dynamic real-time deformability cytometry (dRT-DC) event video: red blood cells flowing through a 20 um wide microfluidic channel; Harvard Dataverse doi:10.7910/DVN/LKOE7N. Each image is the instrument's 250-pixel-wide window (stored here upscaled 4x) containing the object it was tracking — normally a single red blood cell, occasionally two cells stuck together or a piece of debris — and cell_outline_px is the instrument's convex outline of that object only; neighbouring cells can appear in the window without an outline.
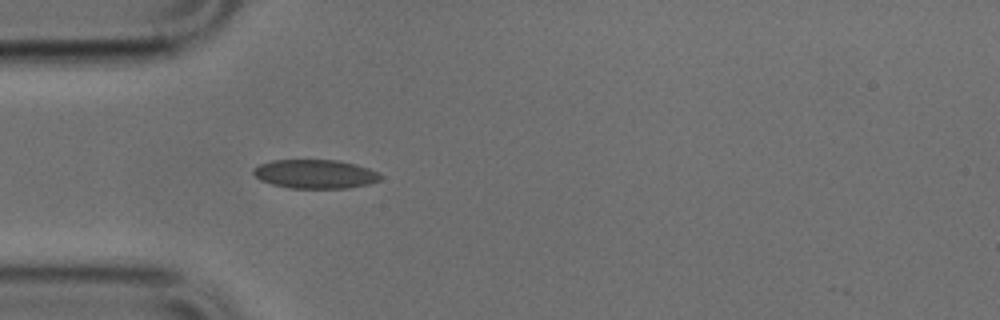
{"species": "common noctule bat (a hibernating species)", "species_latin": "Nyctalus noctula", "temperature_condition": "cold", "stored_images_in_passage": 33, "camera_frame_rate_fps": 3000, "um_per_image_px": 0.085, "animal": {"sex": "male", "body_mass_g": 17.9, "forearm_length_mm": 54.2}, "frame": {"image": 1, "passage_image": 2, "time_ms": 0.333, "image_size_px": [1000, 320], "cell_outline_px": [[380, 180], [368, 184], [348, 188], [288, 188], [272, 184], [260, 180], [252, 172], [252, 168], [260, 164], [272, 160], [336, 160], [356, 164], [380, 172]], "centroid_in_image_um": [26.78, 14.79], "position_along_channel_um": 58.2, "area_um2": 21.44}}
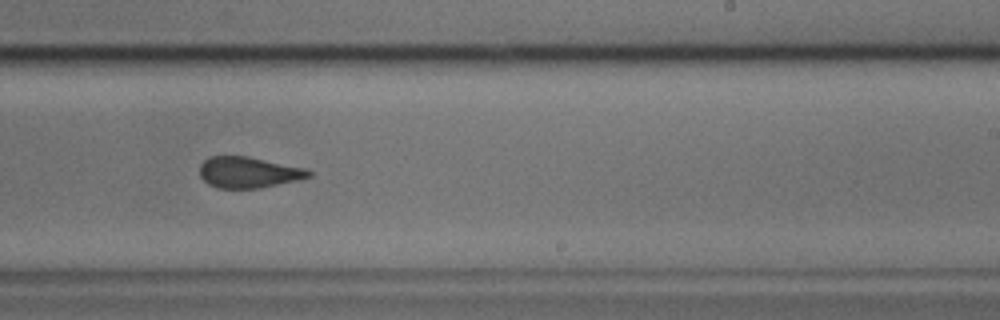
{"frame": {"image": 2, "passage_image": 18, "time_ms": 5.667, "image_size_px": [1000, 320], "cell_outline_px": [[312, 176], [296, 180], [260, 188], [216, 188], [208, 184], [200, 176], [200, 164], [204, 160], [212, 156], [248, 156], [304, 168], [312, 172]], "centroid_in_image_um": [21.09, 14.65], "position_along_channel_um": 267.9, "area_um2": 19.59}}
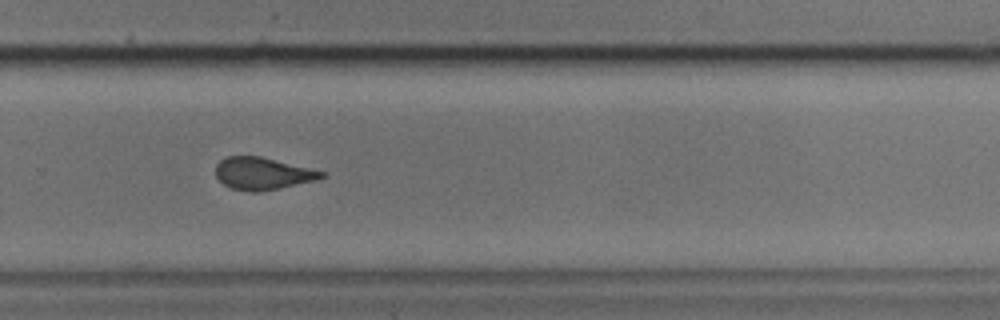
{"frame": {"image": 3, "passage_image": 21, "time_ms": 6.667, "image_size_px": [1000, 320], "cell_outline_px": [[328, 176], [316, 180], [260, 192], [248, 192], [232, 188], [224, 184], [216, 176], [216, 164], [220, 160], [228, 156], [260, 156], [324, 172]], "centroid_in_image_um": [22.3, 14.75], "position_along_channel_um": 307.5, "area_um2": 19.71}}